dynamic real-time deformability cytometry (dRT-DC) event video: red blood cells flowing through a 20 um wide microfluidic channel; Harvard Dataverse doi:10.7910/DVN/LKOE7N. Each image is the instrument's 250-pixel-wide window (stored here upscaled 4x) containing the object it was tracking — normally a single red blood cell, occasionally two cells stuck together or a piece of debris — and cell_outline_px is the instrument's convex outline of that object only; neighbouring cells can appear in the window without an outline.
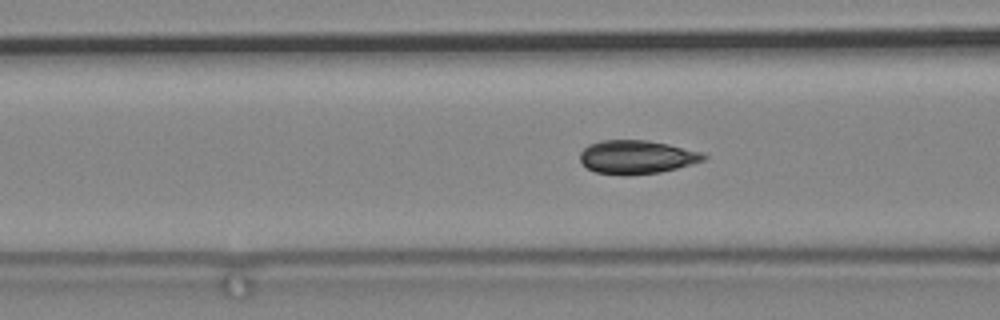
{"species": "common noctule bat (a hibernating species)", "species_latin": "Nyctalus noctula", "temperature_condition": "cold", "stored_images_in_passage": 81, "camera_frame_rate_fps": 3000, "um_per_image_px": 0.085, "animal": {"sex": "male", "body_mass_g": 19.2, "forearm_length_mm": 51.8}, "frame": {"image": 1, "passage_image": 41, "time_ms": 13.333, "image_size_px": [1000, 320], "cell_outline_px": [[708, 156], [704, 160], [692, 164], [660, 172], [628, 176], [624, 176], [596, 172], [588, 168], [580, 160], [580, 152], [588, 144], [600, 140], [648, 140], [668, 144], [700, 152]], "centroid_in_image_um": [54.09, 13.35], "position_along_channel_um": 112.5, "area_um2": 24.22}}
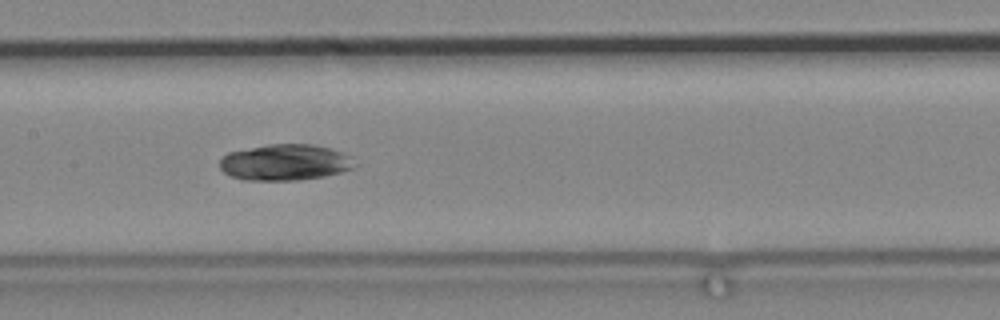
{"frame": {"image": 2, "passage_image": 48, "time_ms": 15.667, "image_size_px": [1000, 320], "cell_outline_px": [[352, 168], [340, 172], [324, 176], [300, 180], [244, 180], [232, 176], [224, 172], [220, 168], [220, 160], [228, 152], [268, 144], [312, 144], [344, 152], [352, 156]], "centroid_in_image_um": [24.21, 13.8], "position_along_channel_um": 183.2, "area_um2": 28.26}}
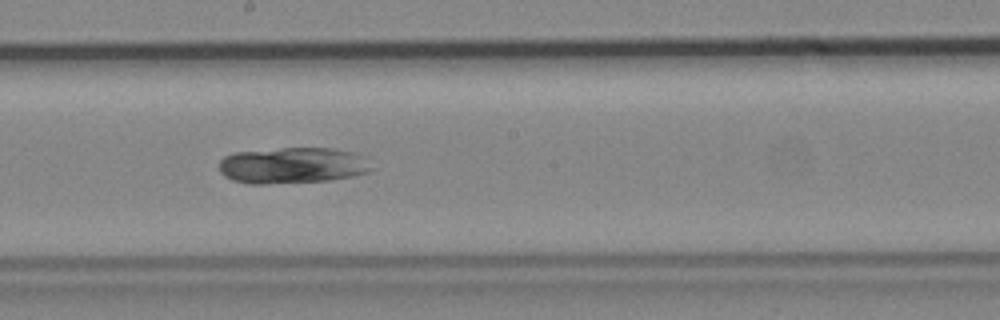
{"frame": {"image": 3, "passage_image": 52, "time_ms": 17.0, "image_size_px": [1000, 320], "cell_outline_px": [[376, 168], [368, 172], [352, 176], [328, 180], [264, 184], [248, 184], [232, 180], [224, 176], [220, 172], [220, 160], [224, 156], [232, 152], [280, 148], [332, 148], [356, 152], [368, 156]], "centroid_in_image_um": [24.93, 14.05], "position_along_channel_um": 223.3, "area_um2": 32.77}}